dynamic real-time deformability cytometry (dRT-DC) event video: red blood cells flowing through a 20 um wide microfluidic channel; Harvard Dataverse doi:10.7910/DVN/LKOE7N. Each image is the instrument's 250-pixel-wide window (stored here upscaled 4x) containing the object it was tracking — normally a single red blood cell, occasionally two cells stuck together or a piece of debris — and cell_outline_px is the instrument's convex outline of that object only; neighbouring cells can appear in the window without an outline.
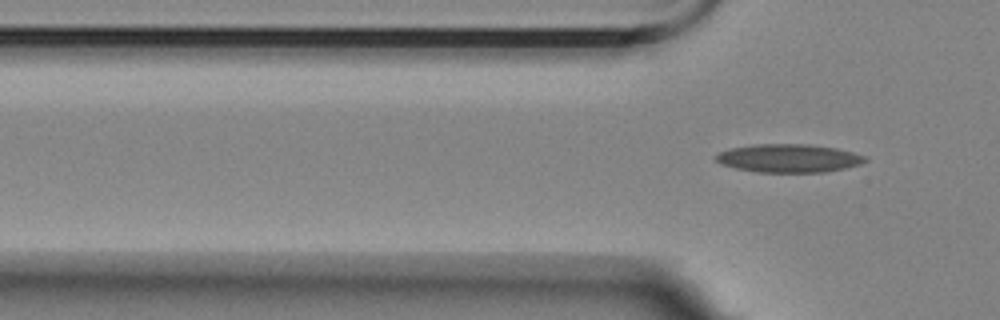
{"species": "Egyptian fruit bat (a non-hibernating species)", "species_latin": "Rousettus aegyptiacus", "temperature_condition": "room temperature", "stored_images_in_passage": 6, "segment_of_instrument_passage": [2, 2], "camera_frame_rate_fps": 3000, "um_per_image_px": 0.085, "animal": {"sex": "female"}, "frame": {"image": 1, "passage_image": 6, "time_ms": 6.0, "image_size_px": [1000, 320], "cell_outline_px": [[868, 160], [860, 164], [844, 168], [824, 172], [756, 172], [736, 168], [724, 164], [716, 160], [712, 156], [728, 148], [756, 144], [808, 144], [836, 148], [868, 156]], "centroid_in_image_um": [67.04, 13.44], "position_along_channel_um": 58.8, "area_um2": 24.62}}